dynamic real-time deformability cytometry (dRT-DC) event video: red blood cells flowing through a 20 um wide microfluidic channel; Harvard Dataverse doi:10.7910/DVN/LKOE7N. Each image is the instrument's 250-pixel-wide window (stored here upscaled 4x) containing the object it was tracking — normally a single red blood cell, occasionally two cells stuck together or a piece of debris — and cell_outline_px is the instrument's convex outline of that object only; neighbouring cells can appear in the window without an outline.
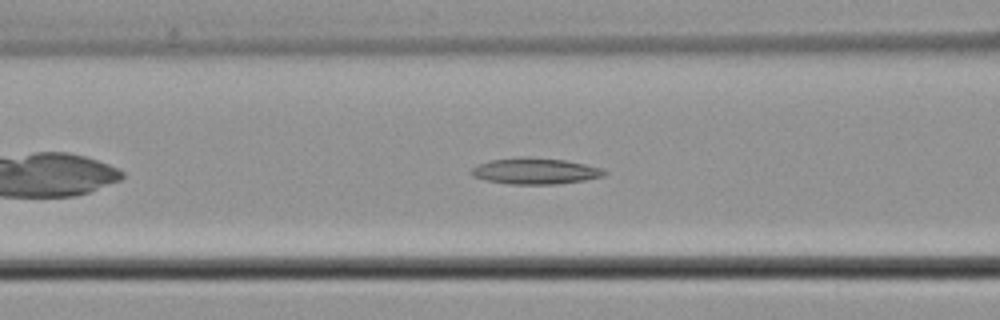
{"species": "common noctule bat (a hibernating species)", "species_latin": "Nyctalus noctula", "temperature_condition": "cold", "stored_images_in_passage": 14, "camera_frame_rate_fps": 3000, "um_per_image_px": 0.085, "animal": {"sex": "male", "body_mass_g": 21.5, "forearm_length_mm": 52.0}, "frame": {"image": 1, "passage_image": 10, "time_ms": 3.0, "image_size_px": [1000, 320], "cell_outline_px": [[608, 172], [604, 176], [584, 180], [556, 184], [508, 184], [484, 180], [472, 176], [468, 172], [472, 168], [488, 160], [520, 156], [528, 156], [564, 160], [584, 164], [600, 168]], "centroid_in_image_um": [45.43, 14.53], "position_along_channel_um": 121.2, "area_um2": 20.46}}
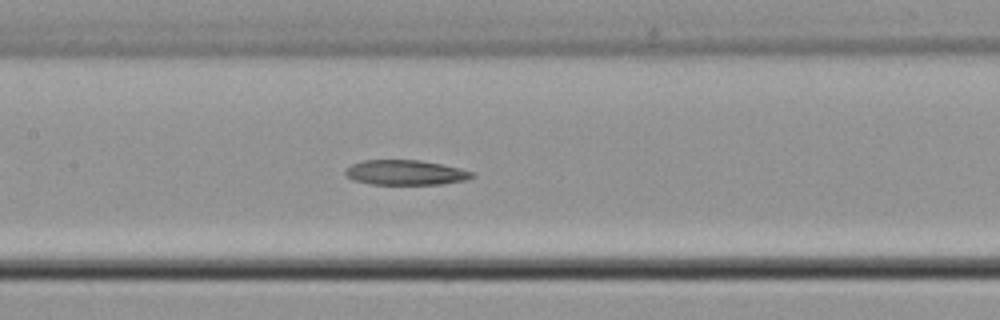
{"frame": {"image": 2, "passage_image": 14, "time_ms": 4.333, "image_size_px": [1000, 320], "cell_outline_px": [[476, 176], [468, 180], [440, 184], [372, 184], [352, 180], [344, 172], [352, 164], [364, 160], [420, 160], [460, 168], [472, 172]], "centroid_in_image_um": [34.5, 14.67], "position_along_channel_um": 172.9, "area_um2": 18.32}}